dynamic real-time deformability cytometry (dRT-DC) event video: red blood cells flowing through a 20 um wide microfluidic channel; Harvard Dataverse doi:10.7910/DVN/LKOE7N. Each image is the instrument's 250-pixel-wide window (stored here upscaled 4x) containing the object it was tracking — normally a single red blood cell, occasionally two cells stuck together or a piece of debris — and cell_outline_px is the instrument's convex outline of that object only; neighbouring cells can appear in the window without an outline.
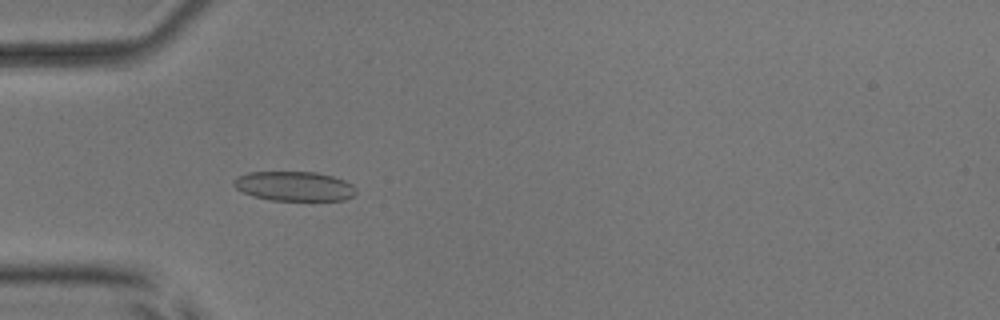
{"species": "common noctule bat (a hibernating species)", "species_latin": "Nyctalus noctula", "temperature_condition": "room temperature", "stored_images_in_passage": 54, "camera_frame_rate_fps": 3000, "um_per_image_px": 0.085, "animal": {"sex": "male", "body_mass_g": 17.9, "forearm_length_mm": 54.2}, "frame": {"image": 1, "passage_image": 17, "time_ms": 5.333, "image_size_px": [1000, 320], "cell_outline_px": [[356, 192], [352, 196], [344, 200], [272, 200], [252, 196], [236, 188], [232, 184], [232, 180], [236, 176], [248, 172], [316, 172], [332, 176], [344, 180], [352, 184], [356, 188]], "centroid_in_image_um": [24.98, 15.82], "position_along_channel_um": 60.0, "area_um2": 21.1}}
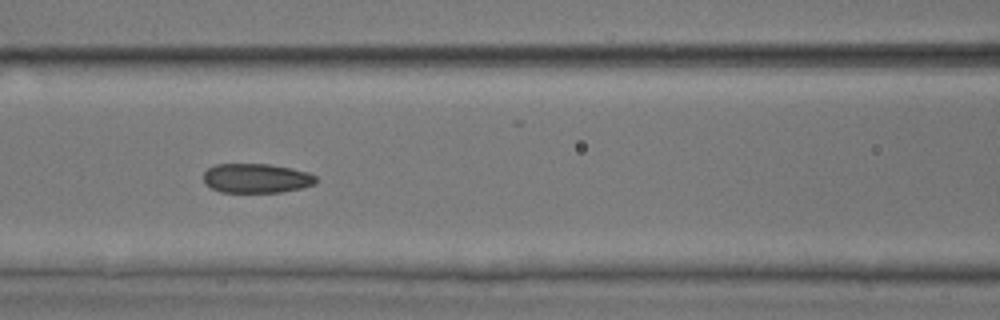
{"frame": {"image": 2, "passage_image": 24, "time_ms": 7.667, "image_size_px": [1000, 320], "cell_outline_px": [[316, 184], [300, 188], [280, 192], [220, 192], [204, 184], [204, 172], [208, 168], [216, 164], [268, 164], [308, 172], [316, 176]], "centroid_in_image_um": [21.77, 15.15], "position_along_channel_um": 144.8, "area_um2": 19.19}}
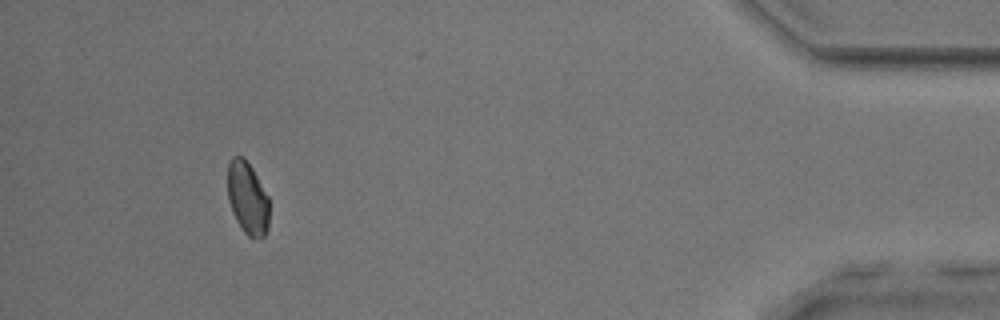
{"frame": {"image": 3, "passage_image": 50, "time_ms": 16.333, "image_size_px": [1000, 320], "cell_outline_px": [[268, 228], [264, 236], [248, 236], [240, 228], [232, 212], [228, 200], [228, 164], [232, 156], [240, 156], [252, 168], [268, 196]], "centroid_in_image_um": [21.02, 16.84], "position_along_channel_um": 414.2, "area_um2": 17.34}, "authors_computed_cell_mechanics": {"area_um2": 19.8254, "velocity_mm_per_s": 3.8251, "shape_relaxation_time_tau1_ms": 8.9584, "shape_relaxation_time_tau2_ms": 1.7508, "deformation_change_tau1": 0.1736, "deformation_change_tau2": 0.0657}}